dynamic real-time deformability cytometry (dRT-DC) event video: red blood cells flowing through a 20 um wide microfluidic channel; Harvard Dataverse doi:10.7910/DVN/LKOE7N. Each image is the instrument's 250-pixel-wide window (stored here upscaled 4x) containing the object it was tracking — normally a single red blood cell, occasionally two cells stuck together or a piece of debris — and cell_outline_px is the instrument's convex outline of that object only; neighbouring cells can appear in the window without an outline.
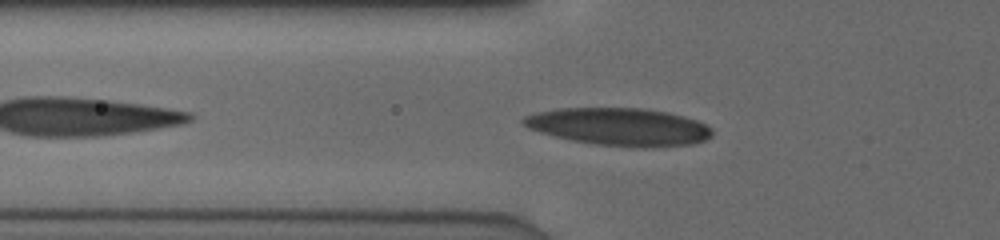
{"species": "human", "species_latin": "Homo sapiens", "temperature_condition": "cold", "stored_images_in_passage": 36, "camera_frame_rate_fps": 3000, "um_per_image_px": 0.085, "donor": {"sex": "male"}, "frame": {"image": 1, "passage_image": 4, "time_ms": 1.0, "image_size_px": [1000, 240], "cell_outline_px": [[712, 136], [704, 140], [692, 144], [644, 148], [632, 148], [592, 144], [572, 140], [540, 132], [528, 128], [520, 120], [524, 116], [540, 112], [560, 108], [640, 108], [664, 112], [696, 120], [712, 128]], "centroid_in_image_um": [52.63, 10.79], "position_along_channel_um": 73.2, "area_um2": 41.21}}
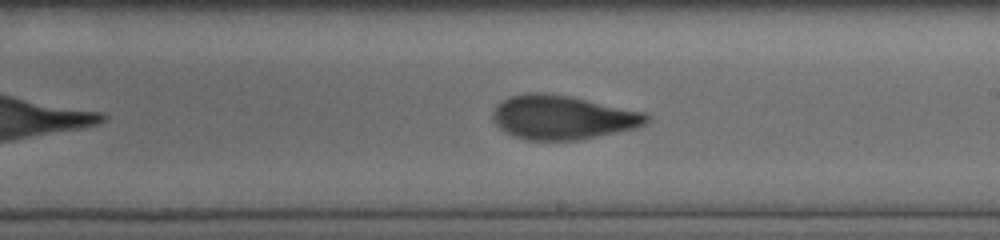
{"frame": {"image": 2, "passage_image": 17, "time_ms": 5.333, "image_size_px": [1000, 240], "cell_outline_px": [[648, 120], [644, 124], [636, 128], [576, 140], [528, 140], [504, 132], [492, 120], [492, 112], [496, 104], [508, 96], [528, 92], [544, 92], [568, 96], [644, 112], [648, 116]], "centroid_in_image_um": [47.74, 9.96], "position_along_channel_um": 241.3, "area_um2": 39.25}}
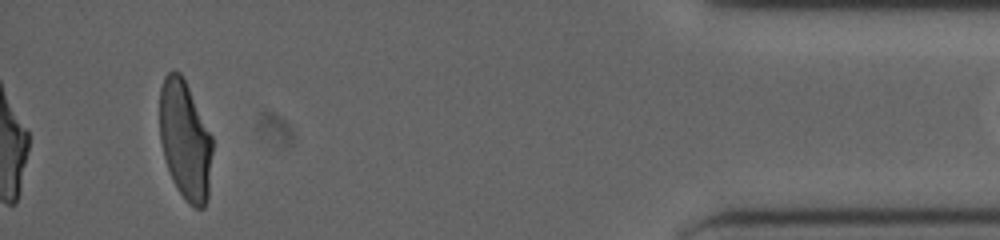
{"frame": {"image": 3, "passage_image": 35, "time_ms": 11.333, "image_size_px": [1000, 240], "cell_outline_px": [[212, 152], [208, 200], [204, 208], [196, 208], [188, 204], [176, 188], [172, 180], [164, 156], [160, 140], [160, 88], [164, 76], [172, 68], [180, 72], [212, 136]], "centroid_in_image_um": [15.73, 11.94], "position_along_channel_um": 419.5, "area_um2": 36.59}}